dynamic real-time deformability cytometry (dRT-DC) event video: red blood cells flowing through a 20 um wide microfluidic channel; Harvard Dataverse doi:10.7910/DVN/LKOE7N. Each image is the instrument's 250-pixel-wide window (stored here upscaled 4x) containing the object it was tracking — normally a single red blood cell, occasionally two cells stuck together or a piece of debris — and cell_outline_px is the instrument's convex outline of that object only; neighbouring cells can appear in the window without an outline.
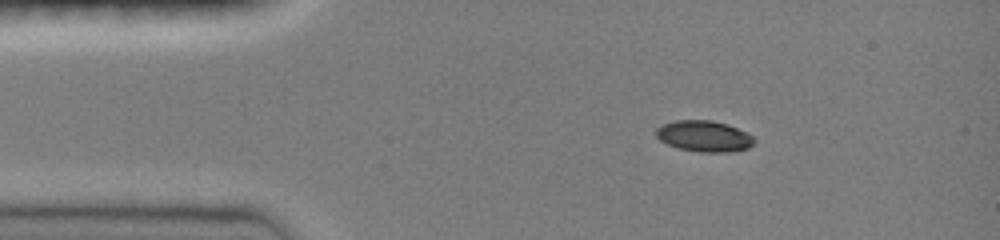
{"species": "common noctule bat (a hibernating species)", "species_latin": "Nyctalus noctula", "temperature_condition": "room temperature", "stored_images_in_passage": 47, "camera_frame_rate_fps": 3000, "um_per_image_px": 0.085, "animal": {"sex": "female", "body_mass_g": 19.0, "forearm_length_mm": 51.5}, "frame": {"image": 1, "passage_image": 1, "time_ms": 0.0, "image_size_px": [1000, 240], "cell_outline_px": [[756, 140], [748, 148], [728, 152], [700, 152], [676, 148], [660, 140], [656, 136], [656, 128], [664, 124], [676, 120], [712, 120], [728, 124], [748, 132]], "centroid_in_image_um": [59.86, 11.57], "position_along_channel_um": 25.1, "area_um2": 17.86}}
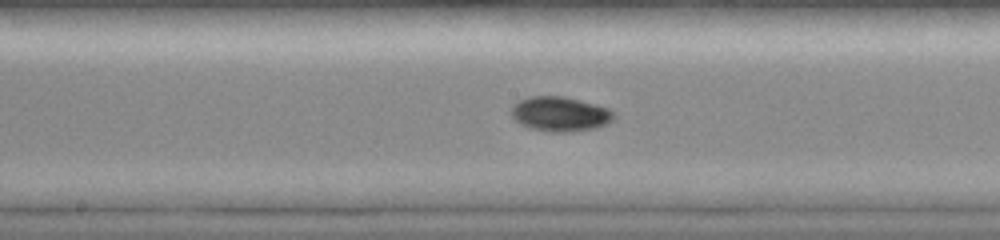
{"frame": {"image": 2, "passage_image": 18, "time_ms": 5.667, "image_size_px": [1000, 240], "cell_outline_px": [[616, 116], [612, 120], [596, 128], [568, 132], [552, 132], [532, 128], [520, 124], [512, 116], [512, 104], [528, 96], [564, 96], [608, 108]], "centroid_in_image_um": [47.58, 9.68], "position_along_channel_um": 200.6, "area_um2": 20.52}}
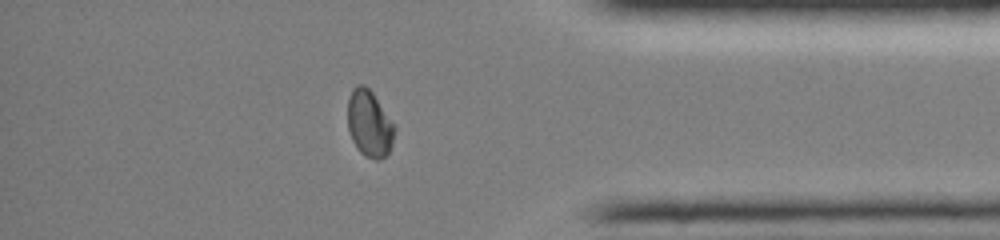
{"frame": {"image": 3, "passage_image": 37, "time_ms": 11.0, "image_size_px": [1000, 240], "cell_outline_px": [[396, 128], [392, 144], [388, 152], [380, 160], [376, 160], [364, 156], [360, 152], [352, 140], [348, 128], [348, 96], [352, 88], [356, 84], [364, 84], [372, 92]], "centroid_in_image_um": [31.38, 10.5], "position_along_channel_um": 403.8, "area_um2": 18.15}, "authors_computed_cell_mechanics": {"area_um2": 18.6694, "velocity_mm_per_s": 4.0263, "shape_relaxation_time_tau1_ms": 4.8363, "shape_relaxation_time_tau2_ms": 2.4533, "deformation_change_tau1": 0.1767, "deformation_change_tau2": 0.0302}}